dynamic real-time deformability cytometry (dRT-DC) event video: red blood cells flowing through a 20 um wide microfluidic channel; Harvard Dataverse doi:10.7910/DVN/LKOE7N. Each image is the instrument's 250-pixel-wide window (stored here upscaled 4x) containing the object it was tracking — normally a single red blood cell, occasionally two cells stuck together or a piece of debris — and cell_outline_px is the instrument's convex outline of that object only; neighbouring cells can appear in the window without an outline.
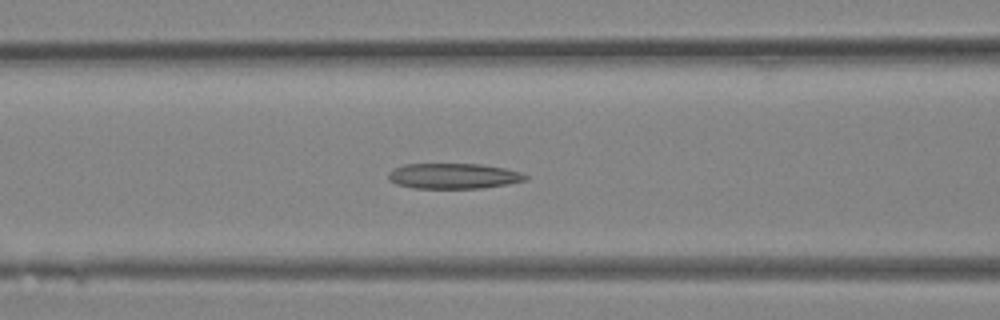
{"species": "Egyptian fruit bat (a non-hibernating species)", "species_latin": "Rousettus aegyptiacus", "temperature_condition": "room temperature", "stored_images_in_passage": 33, "camera_frame_rate_fps": 3000, "um_per_image_px": 0.085, "animal": {"sex": "female"}, "frame": {"image": 1, "passage_image": 14, "time_ms": 4.333, "image_size_px": [1000, 320], "cell_outline_px": [[528, 180], [508, 184], [480, 188], [412, 188], [396, 184], [388, 180], [388, 172], [392, 168], [404, 164], [480, 164], [504, 168], [524, 172], [528, 176]], "centroid_in_image_um": [38.55, 14.96], "position_along_channel_um": 128.1, "area_um2": 20.58}}
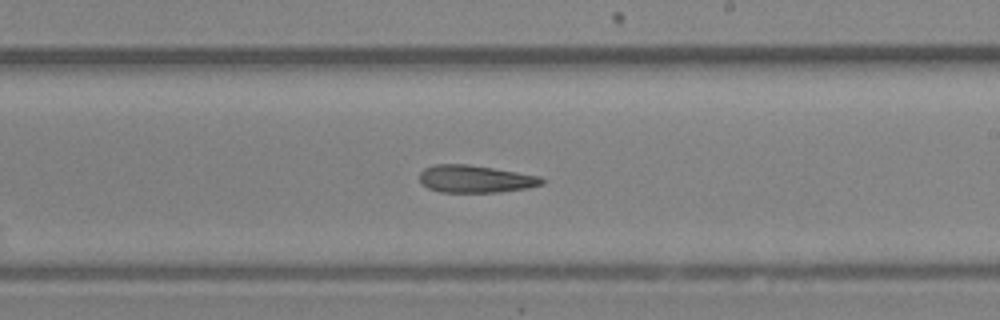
{"frame": {"image": 2, "passage_image": 20, "time_ms": 6.333, "image_size_px": [1000, 320], "cell_outline_px": [[544, 184], [528, 188], [500, 192], [440, 192], [428, 188], [420, 180], [420, 172], [424, 168], [436, 164], [468, 164], [540, 176], [544, 180]], "centroid_in_image_um": [40.41, 15.21], "position_along_channel_um": 248.6, "area_um2": 19.48}}
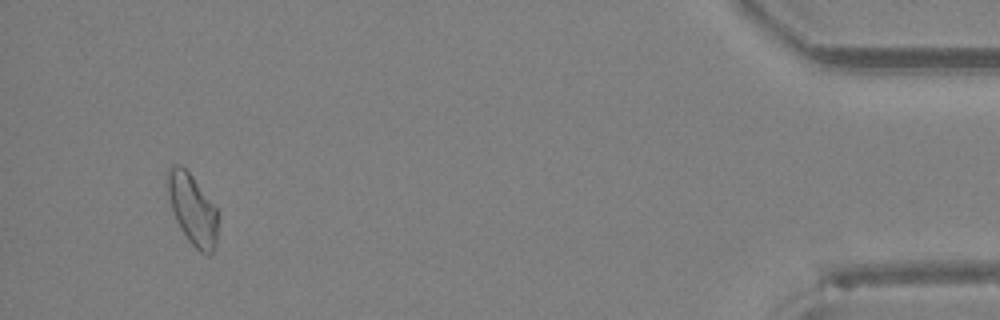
{"frame": {"image": 3, "passage_image": 32, "time_ms": 10.333, "image_size_px": [1000, 320], "cell_outline_px": [[220, 216], [216, 248], [208, 256], [200, 252], [188, 240], [180, 228], [176, 220], [168, 196], [164, 180], [168, 168], [172, 164], [180, 164], [192, 176], [216, 208]], "centroid_in_image_um": [16.37, 17.8], "position_along_channel_um": 418.8, "area_um2": 21.27}}